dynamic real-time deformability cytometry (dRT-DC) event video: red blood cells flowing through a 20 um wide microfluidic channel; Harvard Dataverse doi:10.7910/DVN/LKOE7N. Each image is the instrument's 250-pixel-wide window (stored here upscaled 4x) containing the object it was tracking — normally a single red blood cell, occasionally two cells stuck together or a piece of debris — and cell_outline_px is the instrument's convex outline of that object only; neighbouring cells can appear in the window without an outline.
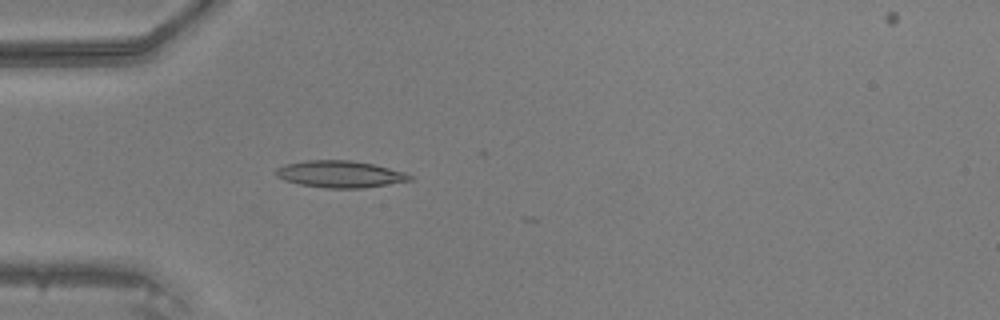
{"species": "common noctule bat (a hibernating species)", "species_latin": "Nyctalus noctula", "temperature_condition": "warm", "stored_images_in_passage": 2, "camera_frame_rate_fps": 3000, "um_per_image_px": 0.085, "animal": {"sex": "male", "body_mass_g": 20.5, "forearm_length_mm": 52.5}, "frame": {"image": 1, "passage_image": 1, "time_ms": 0.0, "image_size_px": [1000, 320], "cell_outline_px": [[412, 180], [364, 188], [324, 188], [300, 184], [284, 180], [276, 176], [276, 168], [284, 164], [304, 160], [348, 160], [372, 164], [404, 172], [412, 176]], "centroid_in_image_um": [28.86, 14.8], "position_along_channel_um": 56.1, "area_um2": 20.87}}